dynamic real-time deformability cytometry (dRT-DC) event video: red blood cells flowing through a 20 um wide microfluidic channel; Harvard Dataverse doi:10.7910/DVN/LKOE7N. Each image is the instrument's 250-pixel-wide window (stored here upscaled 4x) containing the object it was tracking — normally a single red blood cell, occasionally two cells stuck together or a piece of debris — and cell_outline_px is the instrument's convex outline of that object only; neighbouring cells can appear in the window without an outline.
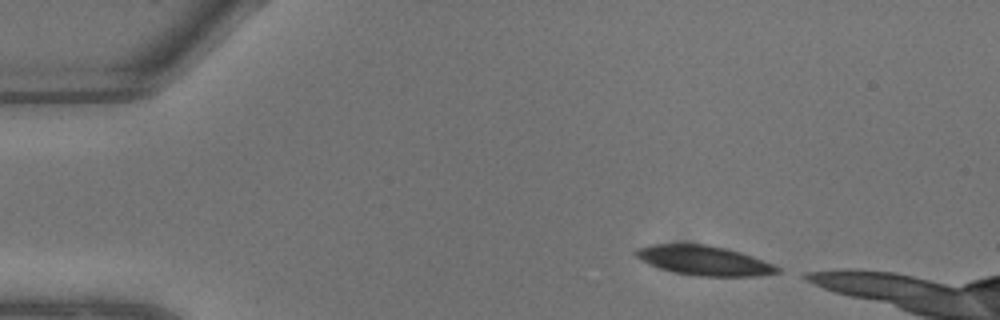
{"species": "common noctule bat (a hibernating species)", "species_latin": "Nyctalus noctula", "temperature_condition": "warm", "stored_images_in_passage": 7, "camera_frame_rate_fps": 3000, "um_per_image_px": 0.085, "animal": {"sex": "male", "body_mass_g": 13.3}, "frame": {"image": 1, "passage_image": 1, "time_ms": 0.0, "image_size_px": [1000, 320], "cell_outline_px": [[780, 272], [756, 276], [696, 276], [676, 272], [660, 268], [640, 260], [632, 252], [636, 248], [652, 244], [704, 244], [728, 248], [752, 256], [772, 264], [780, 268]], "centroid_in_image_um": [59.81, 22.13], "position_along_channel_um": 25.2, "area_um2": 24.28}}
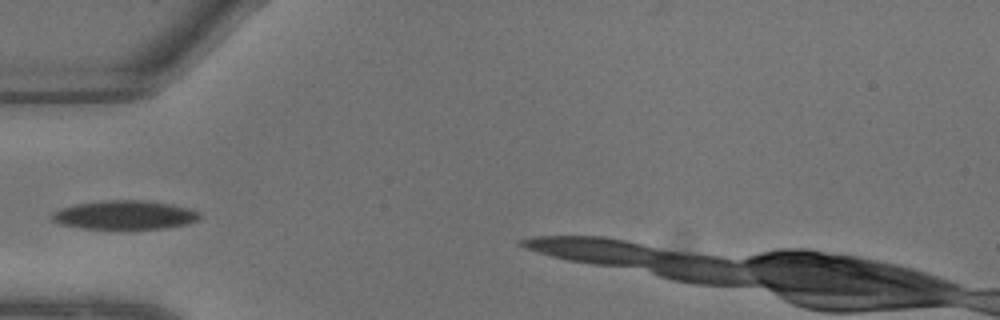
{"frame": {"image": 2, "passage_image": 5, "time_ms": 1.333, "image_size_px": [1000, 320], "cell_outline_px": [[204, 216], [200, 220], [188, 224], [164, 228], [84, 228], [60, 224], [52, 220], [52, 212], [60, 208], [76, 204], [104, 200], [144, 200], [172, 204], [188, 208], [200, 212]], "centroid_in_image_um": [10.66, 18.26], "position_along_channel_um": 74.3, "area_um2": 24.85}}
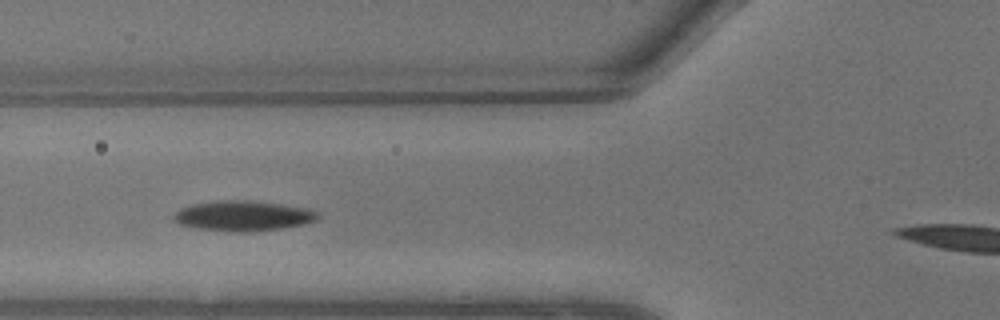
{"frame": {"image": 3, "passage_image": 6, "time_ms": 1.667, "image_size_px": [1000, 320], "cell_outline_px": [[320, 216], [316, 220], [304, 224], [280, 228], [244, 232], [240, 232], [196, 228], [180, 224], [172, 220], [172, 216], [180, 208], [192, 204], [216, 200], [252, 200], [308, 208], [320, 212]], "centroid_in_image_um": [20.66, 18.33], "position_along_channel_um": 105.1, "area_um2": 25.43}}